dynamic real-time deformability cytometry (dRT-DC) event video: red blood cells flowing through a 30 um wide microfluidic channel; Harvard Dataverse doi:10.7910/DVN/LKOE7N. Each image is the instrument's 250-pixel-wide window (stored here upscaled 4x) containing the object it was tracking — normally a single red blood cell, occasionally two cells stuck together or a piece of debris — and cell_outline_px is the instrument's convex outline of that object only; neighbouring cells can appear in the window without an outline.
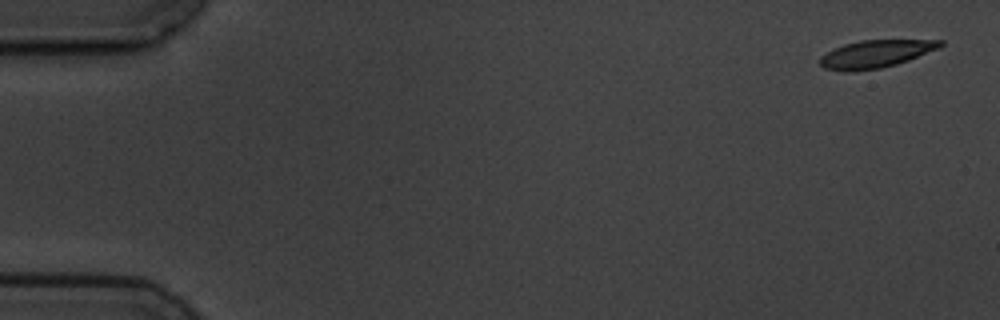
{"species": "common noctule bat (a hibernating species)", "species_latin": "Nyctalus noctula", "temperature_condition": "cold", "stored_images_in_passage": 5, "camera_frame_rate_fps": 3000, "um_per_image_px": 0.085, "animal": {"sex": "male", "body_mass_g": 19.5, "forearm_length_mm": 54.6}, "frame": {"image": 1, "passage_image": 1, "time_ms": 0.0, "image_size_px": [1000, 320], "cell_outline_px": [[944, 44], [940, 48], [908, 60], [896, 64], [880, 68], [852, 72], [844, 72], [824, 68], [820, 64], [820, 56], [844, 44], [860, 40], [944, 40]], "centroid_in_image_um": [74.44, 4.59], "position_along_channel_um": 10.6, "area_um2": 19.36}}
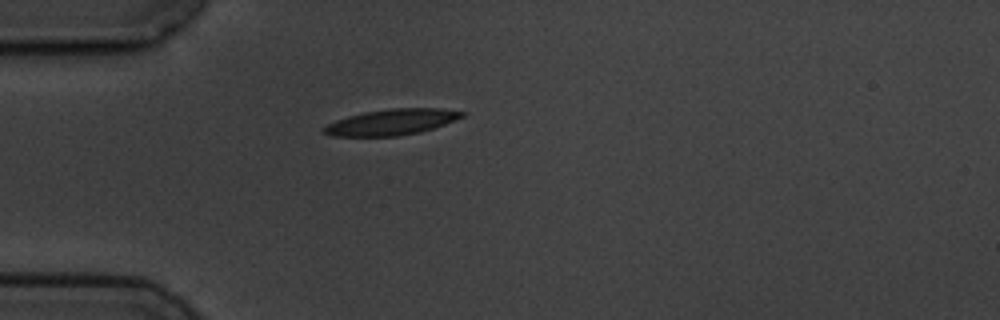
{"frame": {"image": 2, "passage_image": 5, "time_ms": 4.667, "image_size_px": [1000, 320], "cell_outline_px": [[468, 112], [464, 116], [444, 124], [420, 132], [396, 136], [332, 136], [320, 132], [320, 128], [336, 120], [348, 116], [364, 112], [388, 108], [440, 108]], "centroid_in_image_um": [33.25, 10.37], "position_along_channel_um": 51.7, "area_um2": 20.92}}